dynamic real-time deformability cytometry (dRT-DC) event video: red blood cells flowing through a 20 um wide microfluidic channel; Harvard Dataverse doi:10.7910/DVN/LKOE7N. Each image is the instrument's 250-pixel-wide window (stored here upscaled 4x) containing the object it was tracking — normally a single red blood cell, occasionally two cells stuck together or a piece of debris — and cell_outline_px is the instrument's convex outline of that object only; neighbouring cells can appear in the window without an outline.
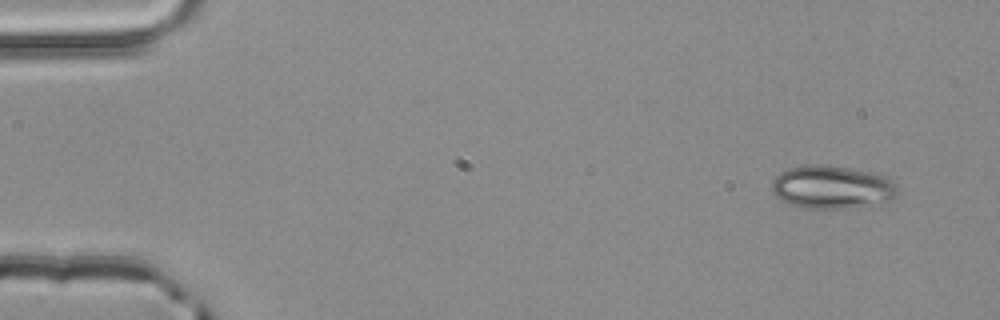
{"species": "common noctule bat (a hibernating species)", "species_latin": "Nyctalus noctula", "temperature_condition": "room temperature", "stored_images_in_passage": 3, "camera_frame_rate_fps": 3000, "um_per_image_px": 0.085, "animal": {"sex": "male", "body_mass_g": 20.4}, "frame": {"image": 1, "passage_image": 1, "time_ms": 0.0, "image_size_px": [1000, 320], "cell_outline_px": [[900, 192], [892, 200], [880, 204], [848, 208], [804, 208], [788, 204], [780, 200], [772, 192], [772, 180], [780, 172], [788, 168], [808, 164], [824, 164], [872, 172], [888, 176], [896, 184]], "centroid_in_image_um": [70.75, 15.91], "position_along_channel_um": 14.2, "area_um2": 32.25}}